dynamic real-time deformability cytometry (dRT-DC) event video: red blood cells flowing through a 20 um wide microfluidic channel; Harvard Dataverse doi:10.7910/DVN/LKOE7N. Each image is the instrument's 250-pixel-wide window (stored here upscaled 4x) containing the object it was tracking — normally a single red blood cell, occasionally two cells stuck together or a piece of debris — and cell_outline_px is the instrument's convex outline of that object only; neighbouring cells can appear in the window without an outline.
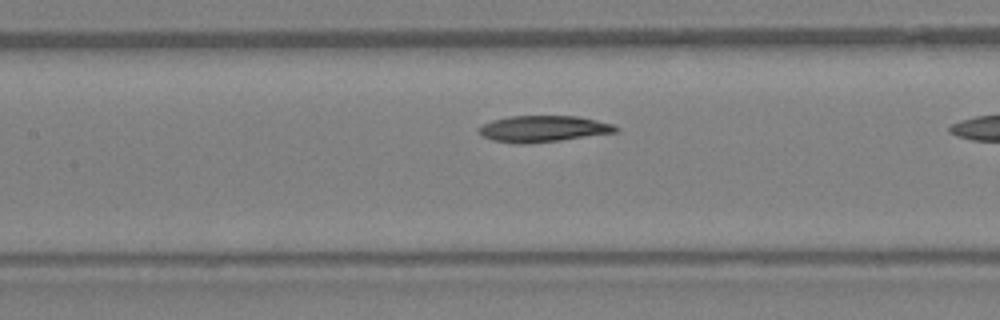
{"species": "Egyptian fruit bat (a non-hibernating species)", "species_latin": "Rousettus aegyptiacus", "temperature_condition": "warm", "stored_images_in_passage": 8, "camera_frame_rate_fps": 3000, "um_per_image_px": 0.085, "animal": {"sex": "female"}, "frame": {"image": 1, "passage_image": 7, "time_ms": 2.0, "image_size_px": [1000, 320], "cell_outline_px": [[620, 132], [560, 140], [524, 144], [520, 144], [492, 140], [484, 136], [480, 132], [480, 128], [484, 124], [492, 120], [512, 116], [576, 116], [596, 120], [612, 124], [620, 128]], "centroid_in_image_um": [46.24, 10.95], "position_along_channel_um": 161.2, "area_um2": 20.81}}